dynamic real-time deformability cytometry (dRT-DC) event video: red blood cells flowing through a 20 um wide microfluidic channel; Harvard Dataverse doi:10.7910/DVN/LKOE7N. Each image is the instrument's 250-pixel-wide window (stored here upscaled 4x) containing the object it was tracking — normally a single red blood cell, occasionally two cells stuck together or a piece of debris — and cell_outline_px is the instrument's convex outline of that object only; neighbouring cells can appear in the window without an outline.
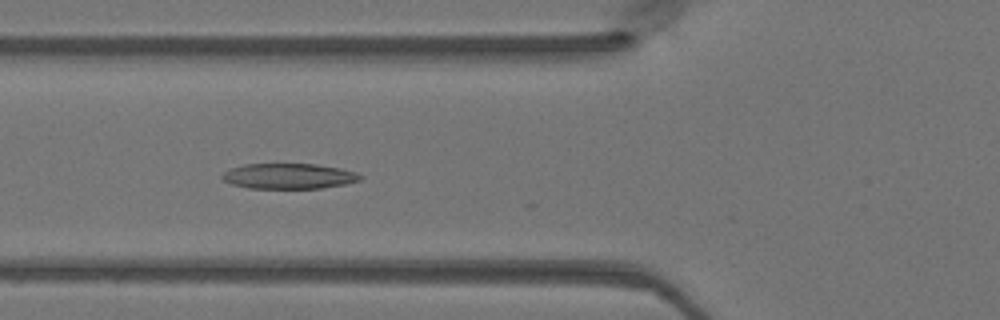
{"species": "Egyptian fruit bat (a non-hibernating species)", "species_latin": "Rousettus aegyptiacus", "temperature_condition": "warm", "stored_images_in_passage": 33, "camera_frame_rate_fps": 3000, "um_per_image_px": 0.085, "animal": {"sex": "female"}, "frame": {"image": 1, "passage_image": 9, "time_ms": 2.667, "image_size_px": [1000, 320], "cell_outline_px": [[364, 176], [360, 180], [344, 184], [320, 188], [248, 188], [232, 184], [224, 180], [220, 176], [224, 172], [232, 168], [244, 164], [316, 164], [340, 168], [356, 172]], "centroid_in_image_um": [24.56, 14.97], "position_along_channel_um": 101.2, "area_um2": 20.35}}
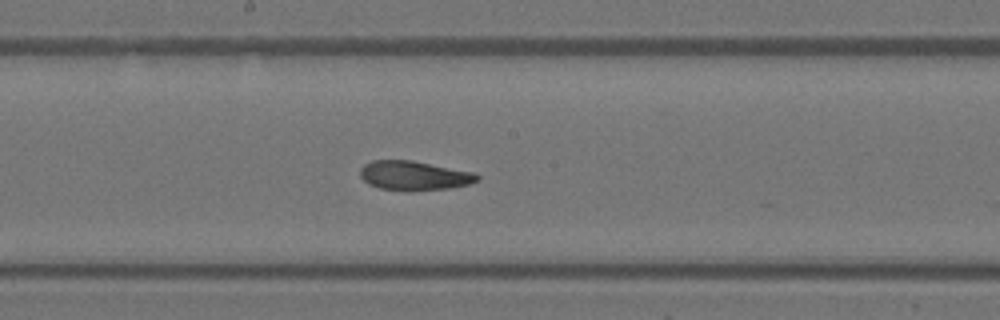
{"frame": {"image": 2, "passage_image": 17, "time_ms": 5.333, "image_size_px": [1000, 320], "cell_outline_px": [[480, 180], [468, 184], [452, 188], [408, 192], [380, 188], [368, 184], [360, 176], [360, 168], [364, 164], [372, 160], [412, 160], [472, 172], [480, 176]], "centroid_in_image_um": [35.18, 14.94], "position_along_channel_um": 213.0, "area_um2": 20.23}}
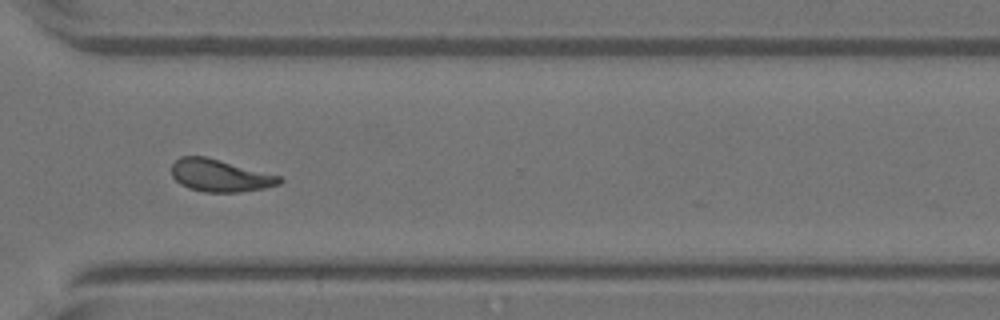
{"frame": {"image": 3, "passage_image": 27, "time_ms": 8.667, "image_size_px": [1000, 320], "cell_outline_px": [[284, 180], [280, 184], [264, 188], [240, 192], [204, 192], [188, 188], [180, 184], [172, 176], [172, 164], [180, 156], [204, 156], [280, 176]], "centroid_in_image_um": [18.68, 14.93], "position_along_channel_um": 351.9, "area_um2": 20.17}}